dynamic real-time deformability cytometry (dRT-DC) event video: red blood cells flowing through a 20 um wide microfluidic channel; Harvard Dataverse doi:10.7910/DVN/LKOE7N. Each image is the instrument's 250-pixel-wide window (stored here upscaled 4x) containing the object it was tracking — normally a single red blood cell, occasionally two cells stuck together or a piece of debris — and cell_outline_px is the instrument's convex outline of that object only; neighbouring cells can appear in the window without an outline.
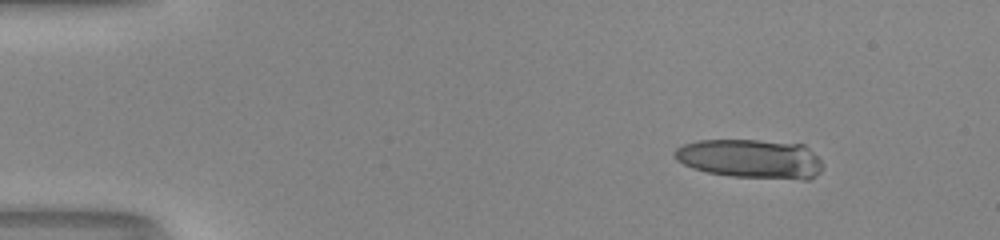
{"species": "human", "species_latin": "Homo sapiens", "temperature_condition": "room temperature", "stored_images_in_passage": 45, "camera_frame_rate_fps": 3000, "um_per_image_px": 0.085, "donor": {"sex": "male"}, "frame": {"image": 1, "passage_image": 1, "time_ms": 0.0, "image_size_px": [1000, 240], "cell_outline_px": [[824, 164], [820, 172], [816, 176], [808, 180], [804, 180], [732, 176], [708, 172], [692, 168], [676, 160], [672, 156], [672, 152], [676, 148], [684, 144], [696, 140], [760, 140], [804, 144]], "centroid_in_image_um": [63.81, 13.49], "position_along_channel_um": 21.2, "area_um2": 34.1}}
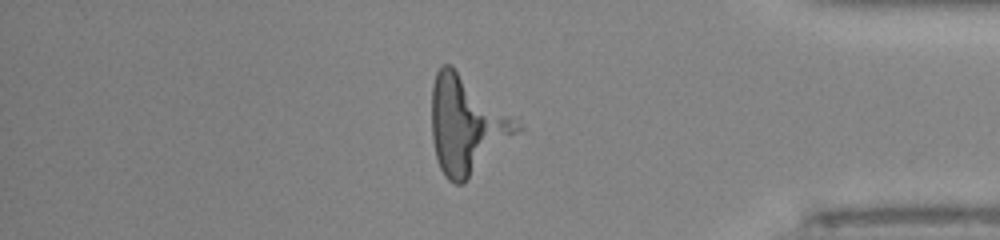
{"frame": {"image": 2, "passage_image": 38, "time_ms": 12.333, "image_size_px": [1000, 240], "cell_outline_px": [[524, 128], [464, 184], [456, 184], [448, 180], [444, 176], [440, 168], [436, 156], [432, 140], [432, 84], [436, 72], [444, 64], [448, 64]], "centroid_in_image_um": [39.62, 10.73], "position_along_channel_um": 395.6, "area_um2": 47.11}}
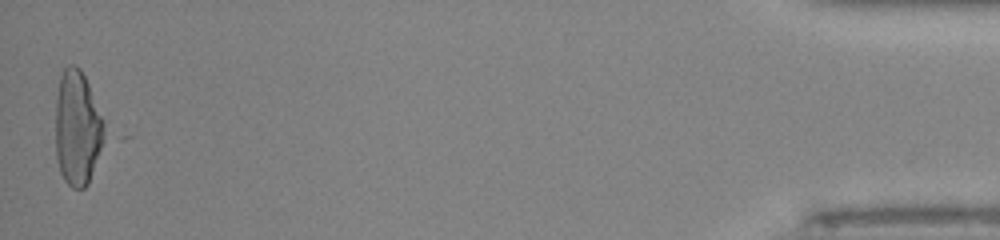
{"frame": {"image": 3, "passage_image": 45, "time_ms": 14.667, "image_size_px": [1000, 240], "cell_outline_px": [[108, 136], [88, 184], [84, 188], [72, 188], [64, 180], [60, 172], [56, 156], [56, 96], [60, 76], [64, 68], [68, 64], [76, 64], [80, 68], [88, 84], [104, 120]], "centroid_in_image_um": [6.61, 10.91], "position_along_channel_um": 428.6, "area_um2": 33.29}, "authors_computed_cell_mechanics": {"area_um2": 33.2928, "velocity_mm_per_s": 4.1502, "shape_relaxation_time_tau1_ms": 0.5073, "shape_relaxation_time_tau2_ms": null, "deformation_change_tau1": 0.3398, "deformation_change_tau2": null}}